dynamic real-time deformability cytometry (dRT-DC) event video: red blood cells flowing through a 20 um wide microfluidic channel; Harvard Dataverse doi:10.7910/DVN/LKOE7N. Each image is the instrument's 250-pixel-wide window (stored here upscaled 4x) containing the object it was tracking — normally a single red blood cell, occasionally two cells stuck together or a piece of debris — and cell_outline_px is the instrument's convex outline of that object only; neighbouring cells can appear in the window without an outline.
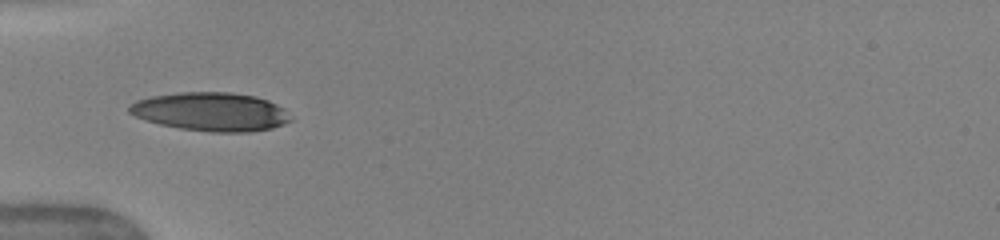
{"species": "human", "species_latin": "Homo sapiens", "temperature_condition": "warm", "stored_images_in_passage": 4, "camera_frame_rate_fps": 3000, "um_per_image_px": 0.085, "donor": {"sex": "female"}, "frame": {"image": 1, "passage_image": 1, "time_ms": 0.0, "image_size_px": [1000, 240], "cell_outline_px": [[292, 120], [284, 124], [272, 128], [252, 132], [212, 132], [180, 128], [160, 124], [144, 120], [128, 112], [128, 108], [136, 100], [152, 96], [180, 92], [232, 92], [256, 96], [268, 100], [284, 108]], "centroid_in_image_um": [17.95, 9.49], "position_along_channel_um": 67.1, "area_um2": 36.36}}